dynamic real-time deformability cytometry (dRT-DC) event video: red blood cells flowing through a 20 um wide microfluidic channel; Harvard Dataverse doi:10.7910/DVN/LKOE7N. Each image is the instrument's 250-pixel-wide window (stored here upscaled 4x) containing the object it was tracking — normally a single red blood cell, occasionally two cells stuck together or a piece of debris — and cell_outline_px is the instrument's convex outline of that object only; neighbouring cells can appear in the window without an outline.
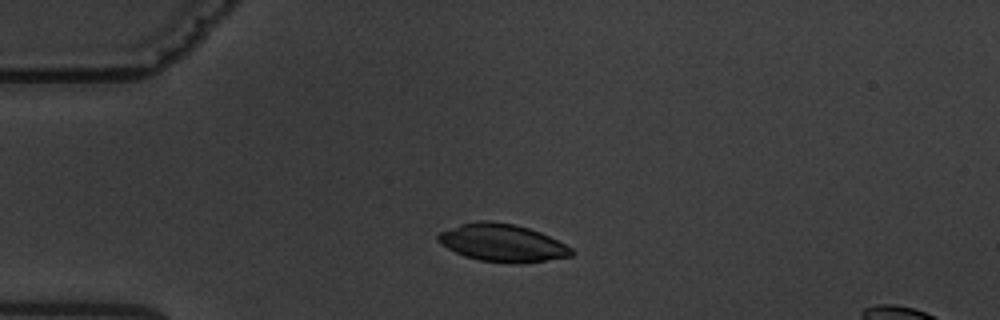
{"species": "common noctule bat (a hibernating species)", "species_latin": "Nyctalus noctula", "temperature_condition": "warm", "stored_images_in_passage": 2, "camera_frame_rate_fps": 3000, "um_per_image_px": 0.085, "animal": {"sex": "male", "body_mass_g": 19.5, "forearm_length_mm": 54.6}, "frame": {"image": 1, "passage_image": 1, "time_ms": 0.0, "image_size_px": [1000, 320], "cell_outline_px": [[576, 252], [572, 256], [520, 264], [508, 264], [480, 260], [464, 256], [440, 244], [436, 240], [436, 236], [440, 232], [460, 224], [476, 220], [488, 220], [516, 224], [540, 232], [572, 248]], "centroid_in_image_um": [42.68, 20.64], "position_along_channel_um": 42.3, "area_um2": 29.48}}